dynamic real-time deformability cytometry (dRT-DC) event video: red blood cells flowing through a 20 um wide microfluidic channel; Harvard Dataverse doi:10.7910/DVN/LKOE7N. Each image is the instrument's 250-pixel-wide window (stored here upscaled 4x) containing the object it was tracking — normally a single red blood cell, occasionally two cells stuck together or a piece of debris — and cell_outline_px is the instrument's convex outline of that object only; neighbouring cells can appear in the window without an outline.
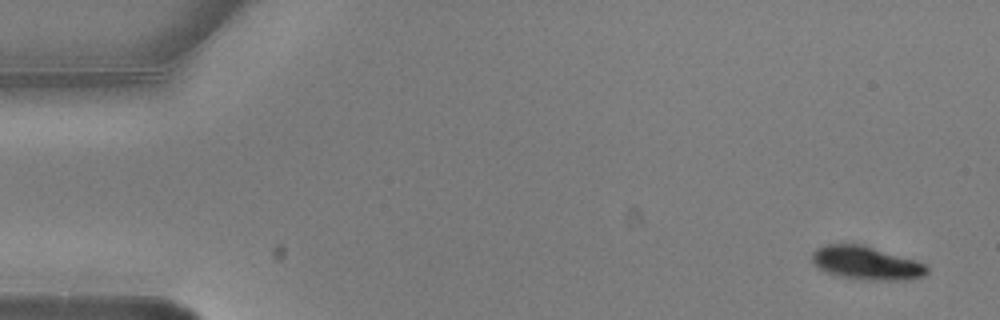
{"species": "common noctule bat (a hibernating species)", "species_latin": "Nyctalus noctula", "temperature_condition": "warm", "stored_images_in_passage": 4, "camera_frame_rate_fps": 3000, "um_per_image_px": 0.085, "animal": {"sex": "male", "body_mass_g": 20.5, "forearm_length_mm": 52.5}, "frame": {"image": 1, "passage_image": 1, "time_ms": 0.0, "image_size_px": [1000, 320], "cell_outline_px": [[928, 272], [924, 276], [908, 280], [868, 280], [840, 276], [828, 272], [820, 268], [812, 260], [812, 252], [816, 248], [824, 244], [864, 244], [916, 260], [924, 264], [928, 268]], "centroid_in_image_um": [73.67, 22.34], "position_along_channel_um": 11.3, "area_um2": 22.37}}
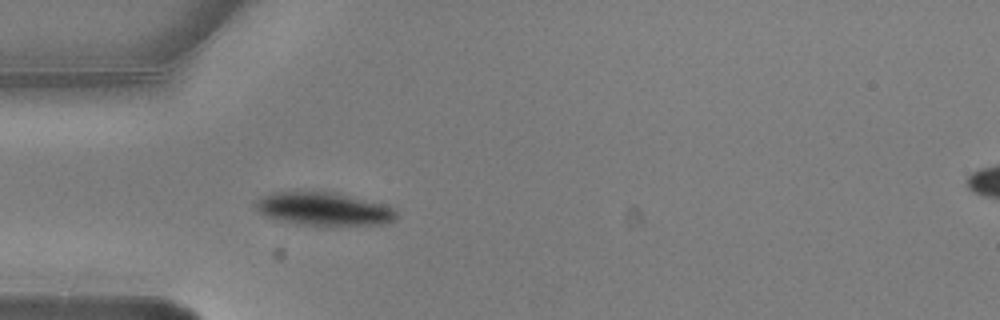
{"frame": {"image": 2, "passage_image": 4, "time_ms": 1.0, "image_size_px": [1000, 320], "cell_outline_px": [[396, 216], [392, 220], [384, 224], [332, 228], [296, 224], [280, 220], [268, 216], [260, 212], [256, 208], [256, 200], [272, 192], [300, 188], [336, 192], [388, 204], [396, 208]], "centroid_in_image_um": [27.56, 17.75], "position_along_channel_um": 57.4, "area_um2": 29.02}}